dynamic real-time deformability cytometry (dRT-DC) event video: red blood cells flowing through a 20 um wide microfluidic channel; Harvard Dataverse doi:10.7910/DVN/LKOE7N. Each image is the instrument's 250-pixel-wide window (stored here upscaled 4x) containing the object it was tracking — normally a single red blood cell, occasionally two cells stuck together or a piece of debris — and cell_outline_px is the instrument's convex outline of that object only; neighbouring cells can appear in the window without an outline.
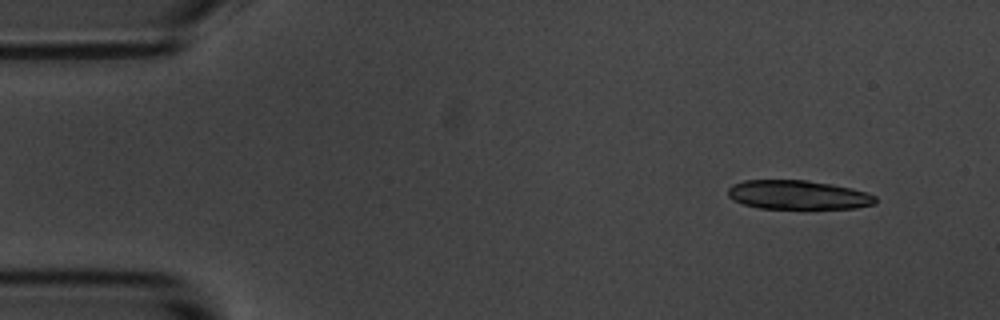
{"species": "common noctule bat (a hibernating species)", "species_latin": "Nyctalus noctula", "temperature_condition": "room temperature", "stored_images_in_passage": 3, "camera_frame_rate_fps": 3000, "um_per_image_px": 0.085, "animal": {"sex": "male", "body_mass_g": 20.1, "forearm_length_mm": 53.5}, "frame": {"image": 1, "passage_image": 1, "time_ms": 0.0, "image_size_px": [1000, 320], "cell_outline_px": [[876, 204], [856, 208], [760, 208], [744, 204], [732, 200], [728, 196], [728, 188], [732, 184], [744, 180], [804, 180], [832, 184], [852, 188], [876, 196]], "centroid_in_image_um": [67.81, 16.56], "position_along_channel_um": 17.2, "area_um2": 24.91}}